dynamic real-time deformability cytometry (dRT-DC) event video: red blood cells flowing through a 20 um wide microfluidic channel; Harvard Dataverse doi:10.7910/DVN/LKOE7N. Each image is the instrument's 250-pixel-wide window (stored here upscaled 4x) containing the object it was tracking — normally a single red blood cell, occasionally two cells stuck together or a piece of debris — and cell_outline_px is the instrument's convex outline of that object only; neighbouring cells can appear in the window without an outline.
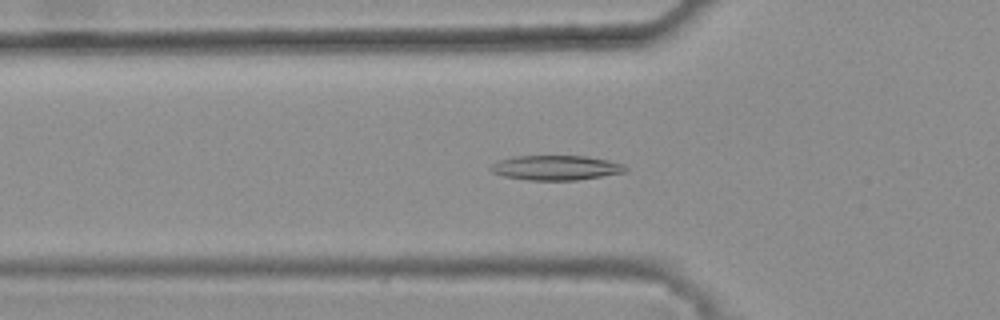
{"species": "common noctule bat (a hibernating species)", "species_latin": "Nyctalus noctula", "temperature_condition": "warm", "stored_images_in_passage": 45, "camera_frame_rate_fps": 3000, "um_per_image_px": 0.085, "animal": {"sex": "female", "body_mass_g": 25.1}, "frame": {"image": 1, "passage_image": 17, "time_ms": 5.333, "image_size_px": [1000, 320], "cell_outline_px": [[628, 172], [576, 180], [528, 180], [504, 176], [492, 172], [488, 168], [492, 164], [500, 160], [512, 156], [588, 156], [608, 160], [624, 164], [628, 168]], "centroid_in_image_um": [47.28, 14.25], "position_along_channel_um": 78.5, "area_um2": 19.54}}
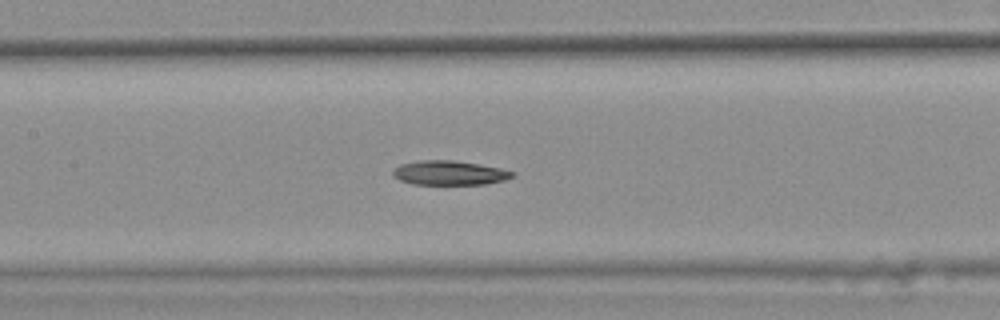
{"frame": {"image": 2, "passage_image": 24, "time_ms": 7.667, "image_size_px": [1000, 320], "cell_outline_px": [[516, 176], [504, 180], [484, 184], [412, 184], [400, 180], [392, 176], [392, 172], [400, 164], [420, 160], [452, 160], [500, 168], [516, 172]], "centroid_in_image_um": [38.2, 14.7], "position_along_channel_um": 169.2, "area_um2": 16.88}}
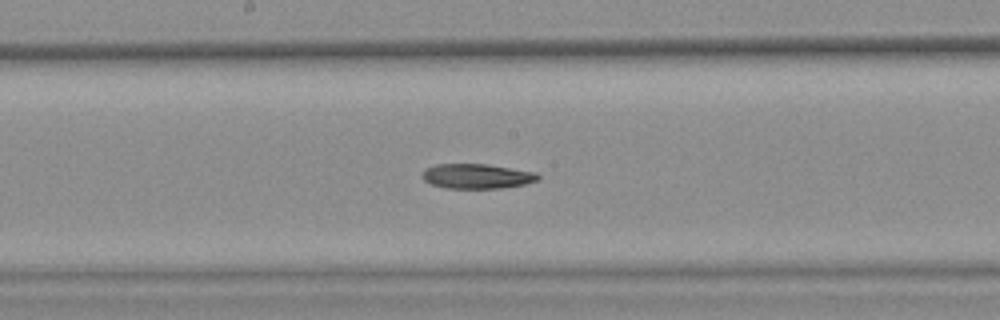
{"frame": {"image": 3, "passage_image": 27, "time_ms": 8.667, "image_size_px": [1000, 320], "cell_outline_px": [[540, 180], [524, 184], [504, 188], [444, 188], [432, 184], [424, 180], [420, 176], [424, 168], [436, 164], [488, 164], [536, 172], [540, 176]], "centroid_in_image_um": [40.53, 14.97], "position_along_channel_um": 207.7, "area_um2": 16.94}}